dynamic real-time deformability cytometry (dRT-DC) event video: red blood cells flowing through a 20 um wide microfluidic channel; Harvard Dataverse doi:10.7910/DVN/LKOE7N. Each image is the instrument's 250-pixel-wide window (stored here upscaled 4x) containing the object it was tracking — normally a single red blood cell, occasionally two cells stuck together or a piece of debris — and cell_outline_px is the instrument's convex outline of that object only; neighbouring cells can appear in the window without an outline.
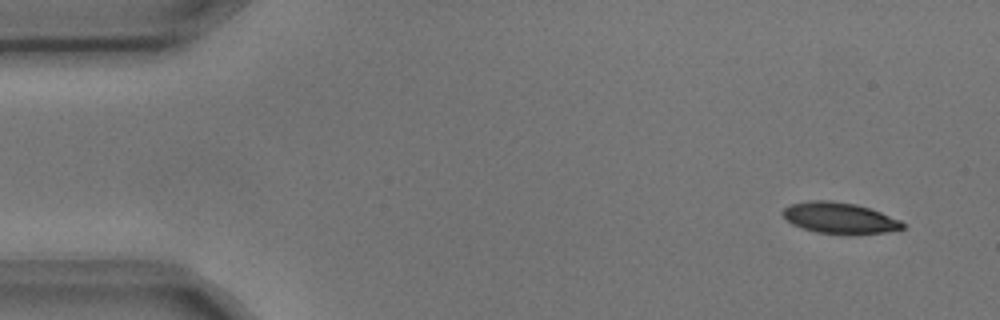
{"species": "common noctule bat (a hibernating species)", "species_latin": "Nyctalus noctula", "temperature_condition": "cold", "stored_images_in_passage": 4, "camera_frame_rate_fps": 3000, "um_per_image_px": 0.085, "animal": {"sex": "male", "body_mass_g": 17.9, "forearm_length_mm": 54.2}, "frame": {"image": 1, "passage_image": 1, "time_ms": 0.0, "image_size_px": [1000, 320], "cell_outline_px": [[904, 228], [884, 232], [816, 232], [792, 224], [780, 212], [788, 204], [812, 200], [828, 200], [856, 204], [880, 212], [900, 220], [904, 224]], "centroid_in_image_um": [71.3, 18.48], "position_along_channel_um": 13.7, "area_um2": 20.92}}